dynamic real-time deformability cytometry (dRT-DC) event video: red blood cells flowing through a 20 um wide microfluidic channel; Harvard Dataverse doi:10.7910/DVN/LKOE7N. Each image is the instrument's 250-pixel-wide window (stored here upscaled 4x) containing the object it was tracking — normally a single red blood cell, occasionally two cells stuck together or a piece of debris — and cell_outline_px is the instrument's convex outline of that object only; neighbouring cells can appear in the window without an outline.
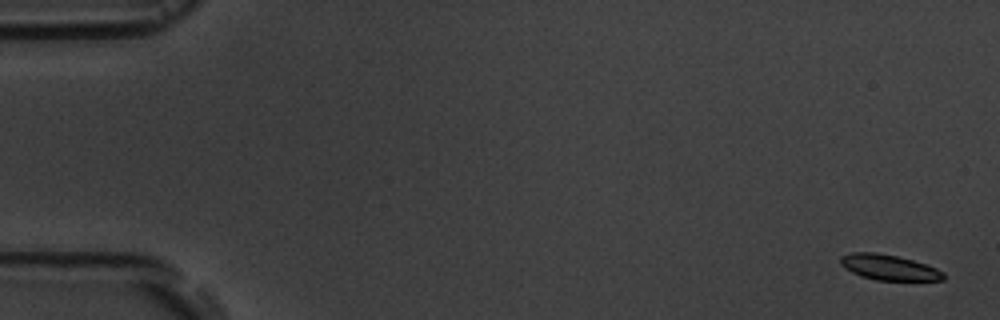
{"species": "common noctule bat (a hibernating species)", "species_latin": "Nyctalus noctula", "temperature_condition": "room temperature", "stored_images_in_passage": 7, "camera_frame_rate_fps": 3000, "um_per_image_px": 0.085, "animal": {"sex": "male", "body_mass_g": 19.5, "forearm_length_mm": 54.6}, "frame": {"image": 1, "passage_image": 1, "time_ms": 0.0, "image_size_px": [1000, 320], "cell_outline_px": [[944, 280], [876, 280], [860, 276], [852, 272], [840, 264], [840, 256], [852, 252], [876, 252], [896, 256], [912, 260], [936, 268], [944, 272]], "centroid_in_image_um": [75.53, 22.72], "position_along_channel_um": 9.5, "area_um2": 15.14}}
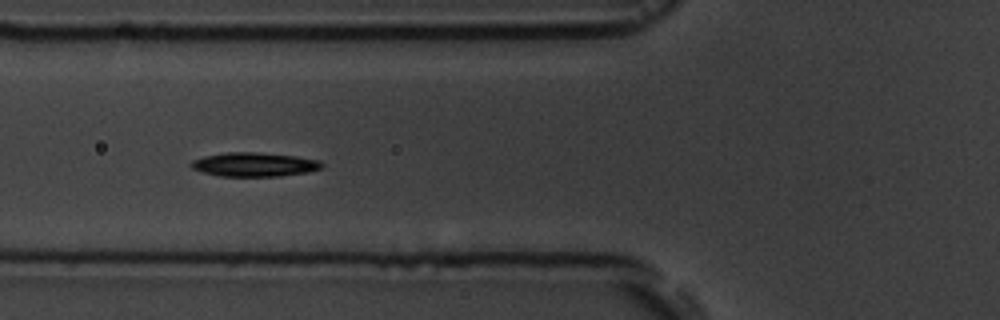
{"frame": {"image": 2, "passage_image": 6, "time_ms": 6.667, "image_size_px": [1000, 320], "cell_outline_px": [[324, 168], [308, 172], [280, 176], [220, 176], [204, 172], [192, 168], [188, 164], [192, 160], [204, 156], [228, 152], [256, 152], [296, 156], [320, 160], [324, 164]], "centroid_in_image_um": [21.65, 13.98], "position_along_channel_um": 104.2, "area_um2": 18.38}}
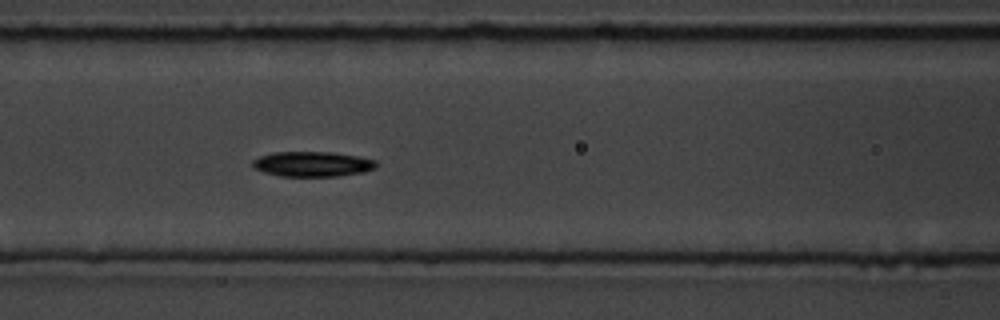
{"frame": {"image": 3, "passage_image": 7, "time_ms": 7.667, "image_size_px": [1000, 320], "cell_outline_px": [[376, 168], [364, 172], [336, 176], [280, 176], [264, 172], [252, 168], [252, 160], [260, 156], [272, 152], [332, 152], [356, 156], [376, 160]], "centroid_in_image_um": [26.53, 13.94], "position_along_channel_um": 140.1, "area_um2": 18.09}}